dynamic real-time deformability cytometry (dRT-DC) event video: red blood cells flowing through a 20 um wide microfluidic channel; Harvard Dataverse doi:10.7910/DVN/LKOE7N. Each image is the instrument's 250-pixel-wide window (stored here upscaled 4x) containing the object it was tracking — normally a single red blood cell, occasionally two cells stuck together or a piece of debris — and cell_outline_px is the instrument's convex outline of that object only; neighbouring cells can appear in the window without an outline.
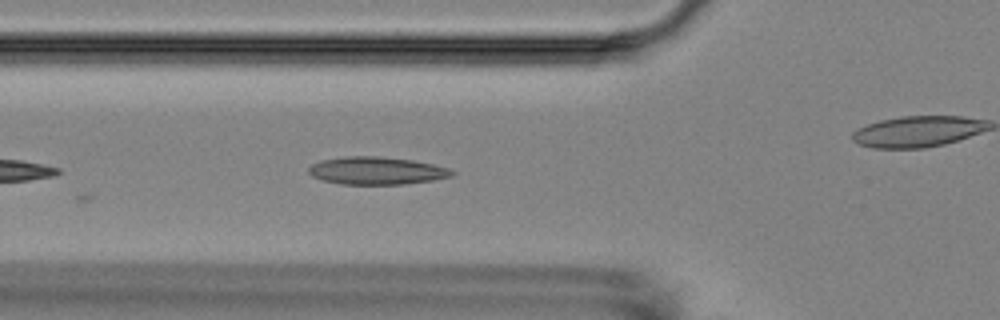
{"species": "Egyptian fruit bat (a non-hibernating species)", "species_latin": "Rousettus aegyptiacus", "temperature_condition": "room temperature", "stored_images_in_passage": 6, "segment_of_instrument_passage": [1, 2], "camera_frame_rate_fps": 3000, "um_per_image_px": 0.085, "animal": {"sex": "female"}, "frame": {"image": 1, "passage_image": 5, "time_ms": 5.333, "image_size_px": [1000, 320], "cell_outline_px": [[456, 172], [452, 176], [432, 180], [404, 184], [340, 184], [324, 180], [312, 176], [308, 172], [308, 168], [312, 164], [320, 160], [348, 156], [376, 156], [412, 160], [432, 164], [448, 168]], "centroid_in_image_um": [32.0, 14.51], "position_along_channel_um": 93.8, "area_um2": 22.95}}